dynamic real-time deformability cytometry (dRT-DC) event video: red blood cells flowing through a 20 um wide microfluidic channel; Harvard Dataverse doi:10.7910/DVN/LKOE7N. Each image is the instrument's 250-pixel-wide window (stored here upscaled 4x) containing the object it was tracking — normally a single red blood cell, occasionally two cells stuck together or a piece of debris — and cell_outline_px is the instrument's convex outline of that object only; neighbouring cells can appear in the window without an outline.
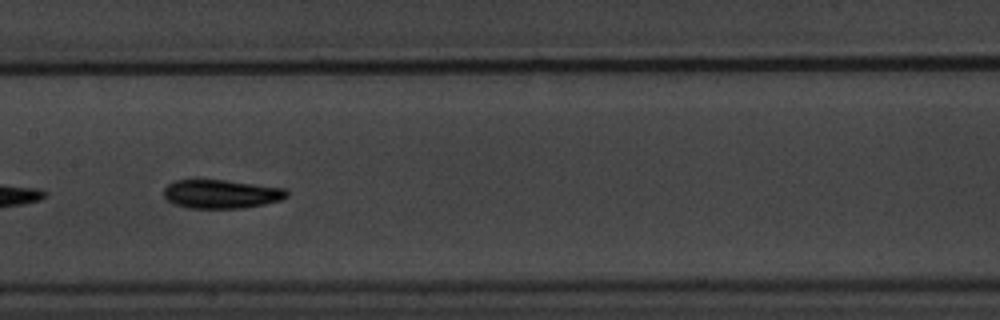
{"species": "common noctule bat (a hibernating species)", "species_latin": "Nyctalus noctula", "temperature_condition": "warm", "stored_images_in_passage": 11, "camera_frame_rate_fps": 3000, "um_per_image_px": 0.085, "animal": {"sex": "male", "body_mass_g": 20.1, "forearm_length_mm": 53.5}, "frame": {"image": 1, "passage_image": 7, "time_ms": 7.0, "image_size_px": [1000, 320], "cell_outline_px": [[288, 196], [280, 200], [264, 204], [240, 208], [188, 208], [176, 204], [168, 200], [164, 196], [164, 188], [172, 180], [192, 176], [196, 176], [228, 180], [288, 188]], "centroid_in_image_um": [18.75, 16.42], "position_along_channel_um": 188.6, "area_um2": 21.56}}